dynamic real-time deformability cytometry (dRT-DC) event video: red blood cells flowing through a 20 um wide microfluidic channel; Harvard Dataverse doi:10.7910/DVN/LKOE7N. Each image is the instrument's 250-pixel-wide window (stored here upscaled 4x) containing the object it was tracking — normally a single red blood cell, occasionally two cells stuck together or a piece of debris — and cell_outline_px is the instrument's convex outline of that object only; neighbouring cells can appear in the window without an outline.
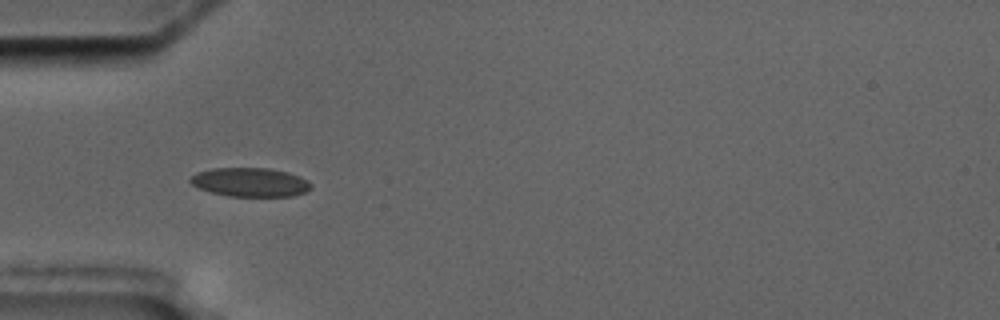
{"species": "common noctule bat (a hibernating species)", "species_latin": "Nyctalus noctula", "temperature_condition": "cold", "stored_images_in_passage": 6, "camera_frame_rate_fps": 3000, "um_per_image_px": 0.085, "animal": {"sex": "male", "body_mass_g": 17.5, "forearm_length_mm": 52.3}, "frame": {"image": 1, "passage_image": 5, "time_ms": 5.333, "image_size_px": [1000, 320], "cell_outline_px": [[312, 188], [304, 192], [292, 196], [228, 196], [212, 192], [200, 188], [192, 184], [188, 180], [196, 172], [212, 168], [268, 168], [288, 172], [300, 176], [308, 180], [312, 184]], "centroid_in_image_um": [21.28, 15.48], "position_along_channel_um": 63.7, "area_um2": 20.35}}
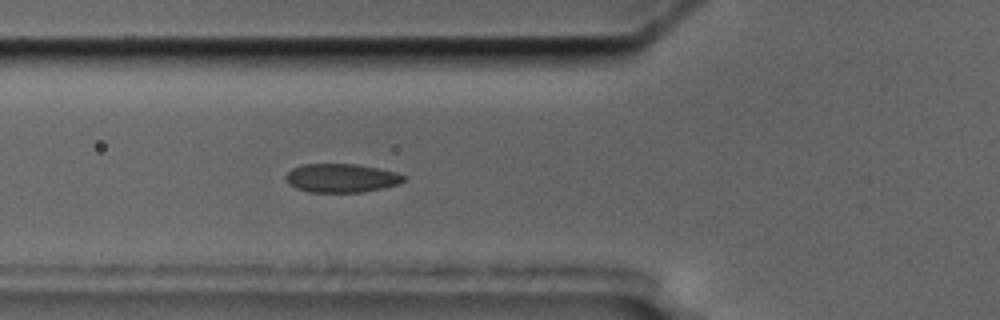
{"frame": {"image": 2, "passage_image": 6, "time_ms": 6.333, "image_size_px": [1000, 320], "cell_outline_px": [[404, 180], [396, 184], [380, 188], [360, 192], [312, 192], [296, 188], [288, 184], [284, 180], [284, 176], [292, 168], [300, 164], [356, 164], [396, 172], [404, 176]], "centroid_in_image_um": [28.92, 15.12], "position_along_channel_um": 96.9, "area_um2": 19.54}}